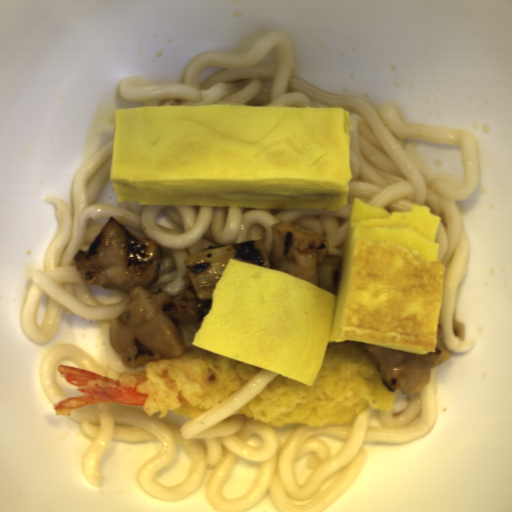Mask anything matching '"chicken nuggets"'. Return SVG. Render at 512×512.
I'll list each match as a JSON object with an SVG mask.
<instances>
[{
    "instance_id": "3",
    "label": "chicken nuggets",
    "mask_w": 512,
    "mask_h": 512,
    "mask_svg": "<svg viewBox=\"0 0 512 512\" xmlns=\"http://www.w3.org/2000/svg\"><path fill=\"white\" fill-rule=\"evenodd\" d=\"M270 269L290 274L321 287L318 265L330 255L328 241L302 227L275 222L271 226Z\"/></svg>"
},
{
    "instance_id": "2",
    "label": "chicken nuggets",
    "mask_w": 512,
    "mask_h": 512,
    "mask_svg": "<svg viewBox=\"0 0 512 512\" xmlns=\"http://www.w3.org/2000/svg\"><path fill=\"white\" fill-rule=\"evenodd\" d=\"M355 345L392 392H420L430 384L431 369L445 363L452 356V351L442 340L441 326L438 327L436 350L427 354H415L360 342H355Z\"/></svg>"
},
{
    "instance_id": "1",
    "label": "chicken nuggets",
    "mask_w": 512,
    "mask_h": 512,
    "mask_svg": "<svg viewBox=\"0 0 512 512\" xmlns=\"http://www.w3.org/2000/svg\"><path fill=\"white\" fill-rule=\"evenodd\" d=\"M161 254L157 241L131 233L112 216L87 250L73 256L84 284L128 295L107 336L128 368L183 354L212 306L213 297L198 298L189 273L178 295L152 291L161 276Z\"/></svg>"
}]
</instances>
